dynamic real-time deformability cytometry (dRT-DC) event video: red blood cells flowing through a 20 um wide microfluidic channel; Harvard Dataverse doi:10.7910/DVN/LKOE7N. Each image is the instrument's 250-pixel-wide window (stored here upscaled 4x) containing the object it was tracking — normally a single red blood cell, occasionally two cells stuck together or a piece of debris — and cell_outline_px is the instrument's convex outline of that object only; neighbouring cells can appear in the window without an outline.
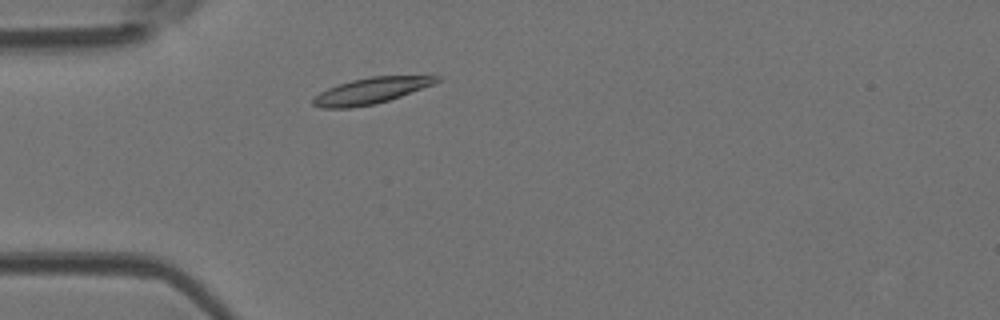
{"species": "Egyptian fruit bat (a non-hibernating species)", "species_latin": "Rousettus aegyptiacus", "temperature_condition": "room temperature", "stored_images_in_passage": 41, "camera_frame_rate_fps": 3000, "um_per_image_px": 0.085, "animal": {"sex": "female"}, "frame": {"image": 1, "passage_image": 6, "time_ms": 1.667, "image_size_px": [1000, 320], "cell_outline_px": [[444, 76], [440, 80], [432, 84], [400, 96], [376, 104], [352, 108], [320, 108], [312, 104], [312, 100], [320, 92], [328, 88], [352, 80], [372, 76]], "centroid_in_image_um": [31.5, 7.72], "position_along_channel_um": 53.5, "area_um2": 18.5}}
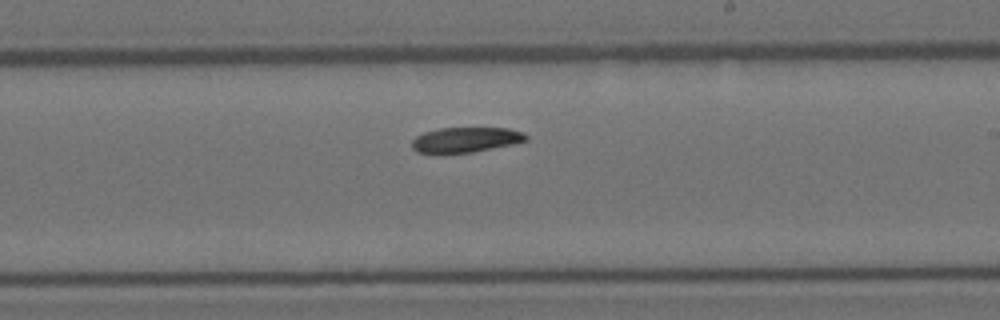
{"frame": {"image": 2, "passage_image": 21, "time_ms": 6.667, "image_size_px": [1000, 320], "cell_outline_px": [[528, 140], [512, 144], [472, 152], [416, 152], [412, 148], [412, 140], [416, 136], [424, 132], [440, 128], [508, 128], [524, 132], [528, 136]], "centroid_in_image_um": [39.61, 11.86], "position_along_channel_um": 249.4, "area_um2": 16.47}}
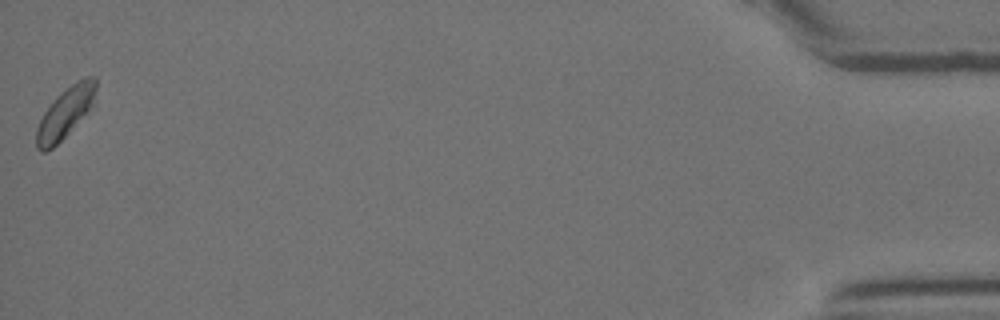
{"frame": {"image": 3, "passage_image": 41, "time_ms": 13.333, "image_size_px": [1000, 320], "cell_outline_px": [[96, 104], [52, 148], [44, 152], [40, 152], [36, 148], [36, 128], [44, 112], [56, 96], [60, 92], [84, 76], [96, 76]], "centroid_in_image_um": [5.58, 9.55], "position_along_channel_um": 429.6, "area_um2": 17.63}, "authors_computed_cell_mechanics": {"area_um2": 17.9758, "velocity_mm_per_s": 4.1088, "shape_relaxation_time_tau1_ms": 4.0111, "shape_relaxation_time_tau2_ms": null, "deformation_change_tau1": 0.0954, "deformation_change_tau2": null}}